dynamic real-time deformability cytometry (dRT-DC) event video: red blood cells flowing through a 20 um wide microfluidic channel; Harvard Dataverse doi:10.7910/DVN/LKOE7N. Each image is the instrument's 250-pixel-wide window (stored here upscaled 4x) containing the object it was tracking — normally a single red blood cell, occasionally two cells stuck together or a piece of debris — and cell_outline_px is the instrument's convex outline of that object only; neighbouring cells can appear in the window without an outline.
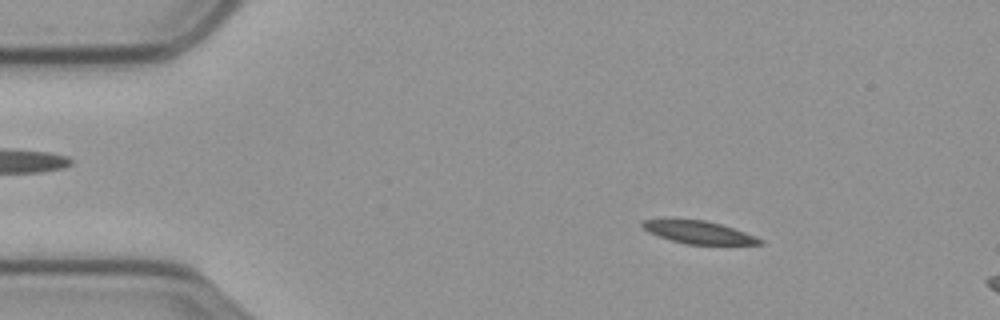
{"species": "common noctule bat (a hibernating species)", "species_latin": "Nyctalus noctula", "temperature_condition": "cold", "stored_images_in_passage": 58, "camera_frame_rate_fps": 3000, "um_per_image_px": 0.085, "animal": {"sex": "male", "body_mass_g": 23.1, "forearm_length_mm": 52.7}, "frame": {"image": 1, "passage_image": 8, "time_ms": 2.333, "image_size_px": [1000, 320], "cell_outline_px": [[764, 244], [684, 244], [648, 232], [640, 224], [644, 220], [704, 220], [720, 224], [756, 236], [764, 240]], "centroid_in_image_um": [59.43, 19.76], "position_along_channel_um": 25.6, "area_um2": 15.09}}
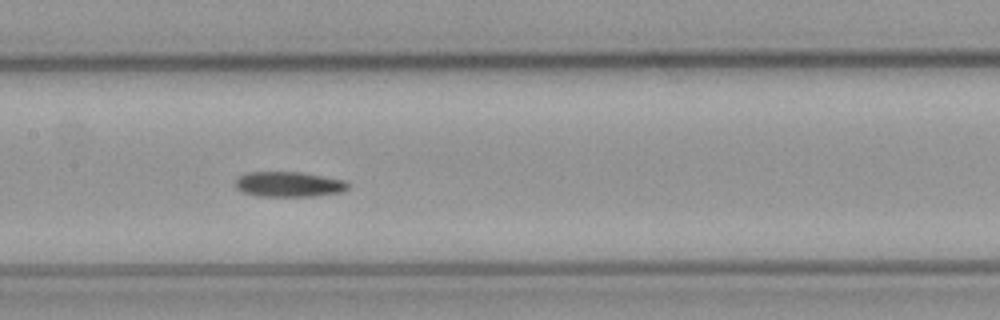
{"frame": {"image": 2, "passage_image": 27, "time_ms": 8.667, "image_size_px": [1000, 320], "cell_outline_px": [[348, 188], [344, 192], [312, 196], [256, 196], [240, 192], [236, 188], [236, 180], [240, 176], [248, 172], [300, 172], [344, 180], [348, 184]], "centroid_in_image_um": [24.53, 15.67], "position_along_channel_um": 182.9, "area_um2": 16.53}}
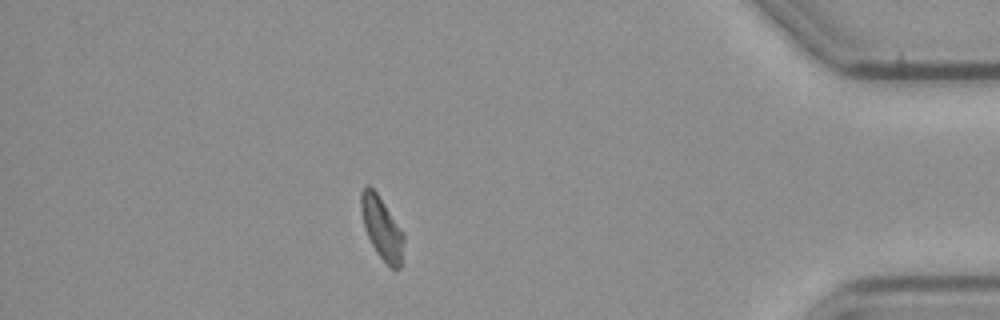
{"frame": {"image": 3, "passage_image": 50, "time_ms": 16.333, "image_size_px": [1000, 320], "cell_outline_px": [[404, 240], [400, 268], [392, 268], [376, 252], [364, 228], [360, 208], [360, 192], [364, 184], [368, 184], [376, 192], [404, 232]], "centroid_in_image_um": [32.43, 19.33], "position_along_channel_um": 402.8, "area_um2": 15.49}}